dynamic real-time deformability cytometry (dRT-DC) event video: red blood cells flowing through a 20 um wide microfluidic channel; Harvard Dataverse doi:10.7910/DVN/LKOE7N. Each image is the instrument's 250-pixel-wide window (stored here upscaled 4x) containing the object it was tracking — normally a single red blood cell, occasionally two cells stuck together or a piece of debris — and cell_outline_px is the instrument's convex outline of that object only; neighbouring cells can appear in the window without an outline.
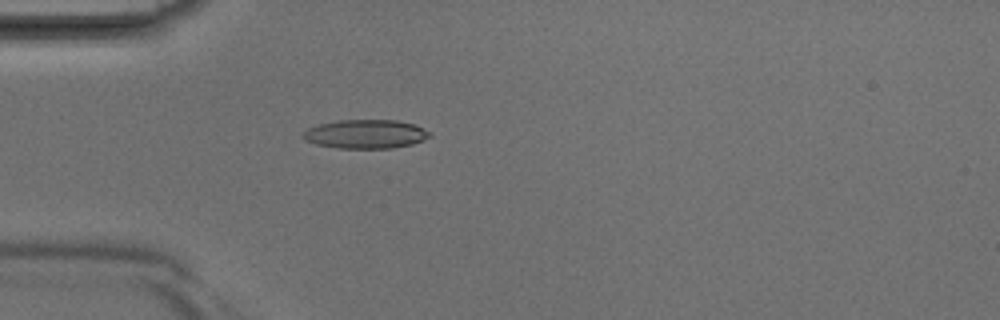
{"species": "Egyptian fruit bat (a non-hibernating species)", "species_latin": "Rousettus aegyptiacus", "temperature_condition": "room temperature", "stored_images_in_passage": 41, "camera_frame_rate_fps": 3000, "um_per_image_px": 0.085, "animal": {"sex": "male"}, "frame": {"image": 1, "passage_image": 12, "time_ms": 3.667, "image_size_px": [1000, 320], "cell_outline_px": [[432, 136], [424, 140], [412, 144], [392, 148], [336, 148], [316, 144], [304, 140], [300, 136], [300, 132], [308, 128], [320, 124], [340, 120], [396, 120], [416, 124], [432, 132]], "centroid_in_image_um": [31.08, 11.39], "position_along_channel_um": 53.9, "area_um2": 21.62}}
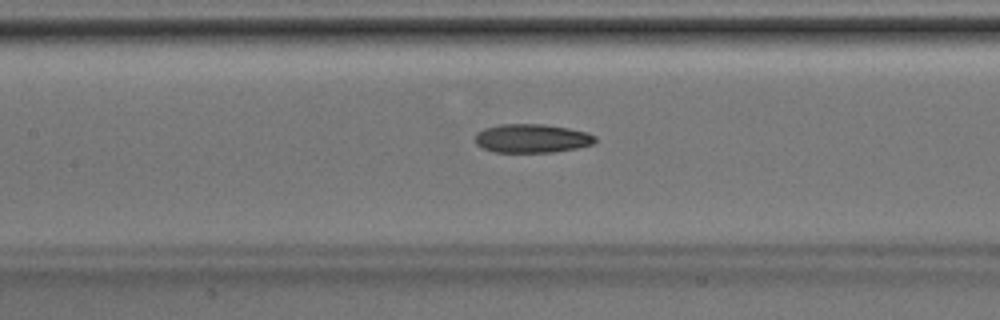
{"frame": {"image": 2, "passage_image": 19, "time_ms": 6.0, "image_size_px": [1000, 320], "cell_outline_px": [[596, 140], [592, 144], [576, 148], [552, 152], [496, 152], [484, 148], [476, 144], [476, 132], [484, 128], [500, 124], [544, 124], [568, 128], [588, 132], [596, 136]], "centroid_in_image_um": [45.21, 11.75], "position_along_channel_um": 162.2, "area_um2": 20.06}}
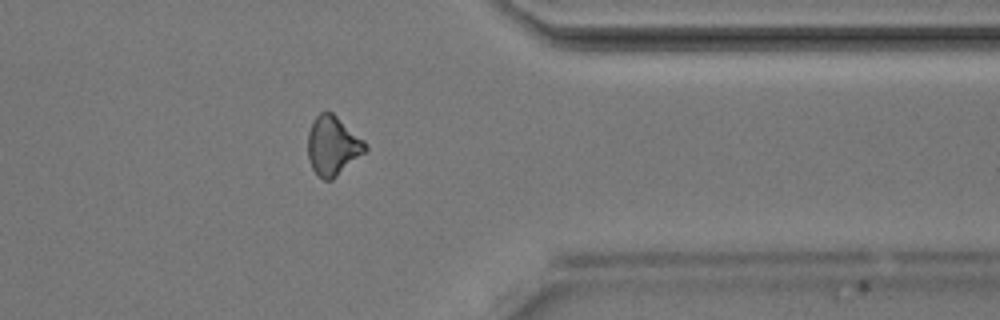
{"frame": {"image": 3, "passage_image": 33, "time_ms": 10.667, "image_size_px": [1000, 320], "cell_outline_px": [[368, 148], [364, 152], [332, 180], [324, 180], [312, 168], [308, 156], [308, 132], [316, 116], [320, 112], [332, 112], [364, 140], [368, 144]], "centroid_in_image_um": [28.29, 12.38], "position_along_channel_um": 383.1, "area_um2": 19.48}}